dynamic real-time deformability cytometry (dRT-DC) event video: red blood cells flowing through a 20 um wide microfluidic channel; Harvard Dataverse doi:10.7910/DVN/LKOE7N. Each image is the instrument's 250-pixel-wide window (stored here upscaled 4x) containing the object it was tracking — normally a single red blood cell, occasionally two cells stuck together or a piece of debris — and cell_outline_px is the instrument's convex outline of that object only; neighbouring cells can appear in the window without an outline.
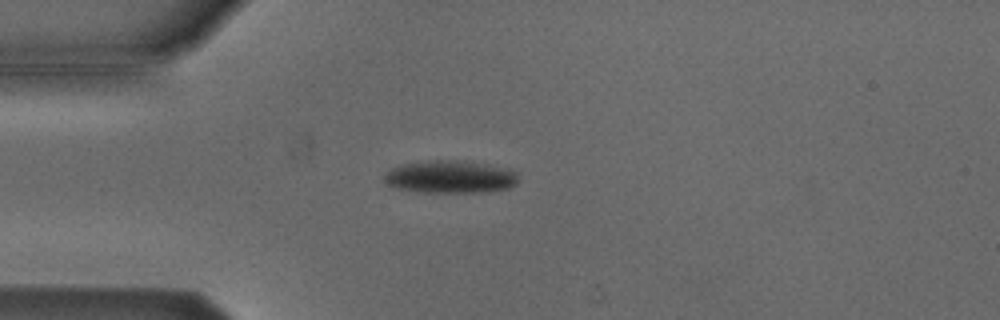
{"species": "Egyptian fruit bat (a non-hibernating species)", "species_latin": "Rousettus aegyptiacus", "temperature_condition": "cold", "stored_images_in_passage": 53, "camera_frame_rate_fps": 3000, "um_per_image_px": 0.085, "animal": {"sex": "male"}, "frame": {"image": 1, "passage_image": 13, "time_ms": 4.0, "image_size_px": [1000, 320], "cell_outline_px": [[516, 184], [508, 188], [488, 192], [420, 192], [400, 188], [388, 184], [384, 180], [384, 176], [392, 168], [404, 164], [428, 160], [464, 160], [512, 168], [516, 172]], "centroid_in_image_um": [38.34, 15.02], "position_along_channel_um": 46.7, "area_um2": 25.55}}
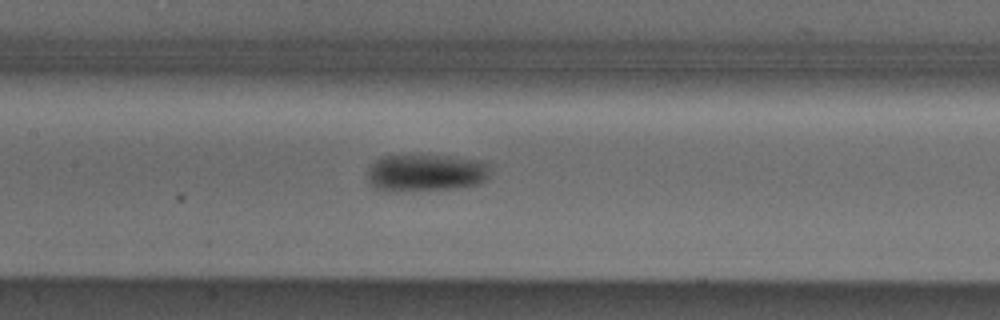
{"frame": {"image": 2, "passage_image": 24, "time_ms": 7.667, "image_size_px": [1000, 320], "cell_outline_px": [[492, 164], [488, 176], [480, 184], [456, 188], [396, 192], [384, 192], [376, 188], [368, 180], [368, 168], [380, 156], [452, 156], [480, 160]], "centroid_in_image_um": [36.22, 14.7], "position_along_channel_um": 171.2, "area_um2": 26.99}}
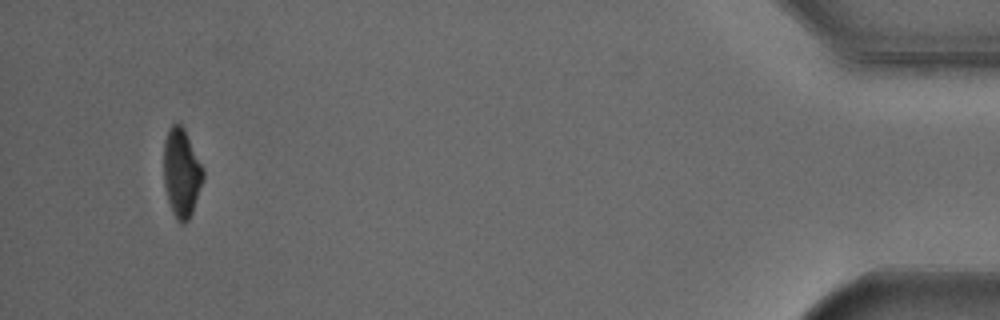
{"frame": {"image": 3, "passage_image": 50, "time_ms": 16.333, "image_size_px": [1000, 320], "cell_outline_px": [[204, 180], [192, 212], [188, 220], [184, 224], [180, 224], [176, 220], [172, 212], [168, 200], [164, 184], [164, 140], [168, 128], [172, 124], [180, 124], [184, 128], [204, 168]], "centroid_in_image_um": [15.44, 14.7], "position_along_channel_um": 419.8, "area_um2": 20.58}, "authors_computed_cell_mechanics": {"area_um2": 23.2934, "velocity_mm_per_s": 3.8045, "shape_relaxation_time_tau1_ms": 2.2259, "shape_relaxation_time_tau2_ms": null, "deformation_change_tau1": 0.1226, "deformation_change_tau2": null}}